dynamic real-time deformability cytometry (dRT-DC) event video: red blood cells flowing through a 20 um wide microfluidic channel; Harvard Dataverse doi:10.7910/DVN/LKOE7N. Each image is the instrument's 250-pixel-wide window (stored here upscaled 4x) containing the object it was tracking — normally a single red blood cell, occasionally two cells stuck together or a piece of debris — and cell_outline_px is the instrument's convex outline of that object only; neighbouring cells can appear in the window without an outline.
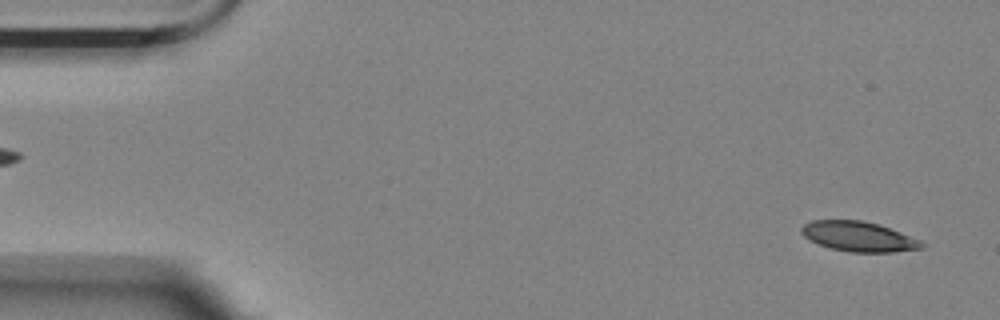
{"species": "Egyptian fruit bat (a non-hibernating species)", "species_latin": "Rousettus aegyptiacus", "temperature_condition": "room temperature", "stored_images_in_passage": 6, "camera_frame_rate_fps": 3000, "um_per_image_px": 0.085, "animal": {"sex": "female"}, "frame": {"image": 1, "passage_image": 6, "time_ms": 1.667, "image_size_px": [1000, 320], "cell_outline_px": [[924, 248], [892, 252], [848, 252], [832, 248], [820, 244], [804, 236], [800, 232], [800, 228], [804, 224], [812, 220], [860, 220], [880, 224], [920, 240], [924, 244]], "centroid_in_image_um": [72.99, 20.1], "position_along_channel_um": 12.0, "area_um2": 20.87}}